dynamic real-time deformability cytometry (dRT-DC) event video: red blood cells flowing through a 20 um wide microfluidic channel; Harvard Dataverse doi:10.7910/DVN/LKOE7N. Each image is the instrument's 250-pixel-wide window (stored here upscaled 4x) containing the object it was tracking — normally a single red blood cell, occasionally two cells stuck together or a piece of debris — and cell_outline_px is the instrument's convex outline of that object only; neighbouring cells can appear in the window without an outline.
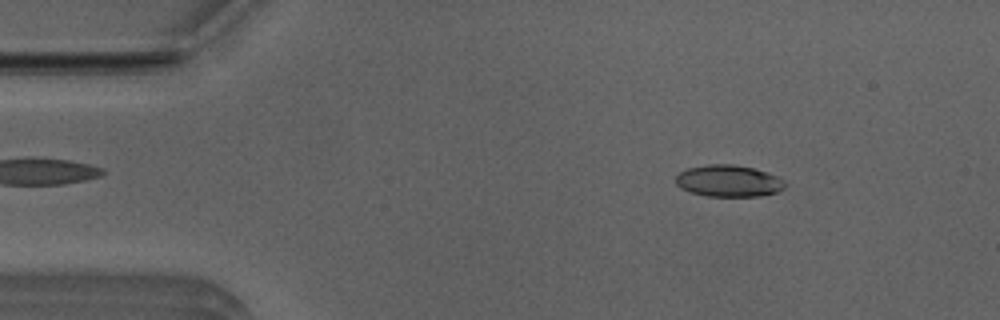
{"species": "Egyptian fruit bat (a non-hibernating species)", "species_latin": "Rousettus aegyptiacus", "temperature_condition": "room temperature", "stored_images_in_passage": 48, "camera_frame_rate_fps": 3000, "um_per_image_px": 0.085, "animal": {"sex": "male"}, "frame": {"image": 1, "passage_image": 4, "time_ms": 1.0, "image_size_px": [1000, 320], "cell_outline_px": [[788, 184], [784, 188], [776, 192], [760, 196], [704, 196], [680, 188], [676, 184], [676, 176], [680, 172], [688, 168], [708, 164], [736, 164], [752, 168], [776, 176], [784, 180]], "centroid_in_image_um": [61.93, 15.38], "position_along_channel_um": 23.1, "area_um2": 20.17}}
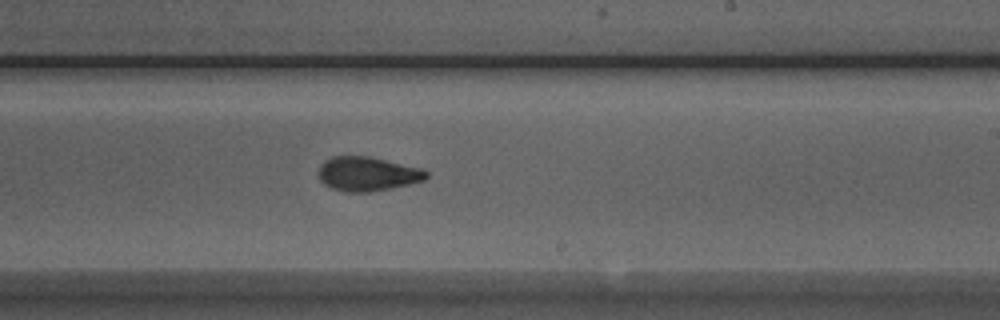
{"frame": {"image": 2, "passage_image": 27, "time_ms": 8.667, "image_size_px": [1000, 320], "cell_outline_px": [[428, 176], [424, 180], [392, 188], [368, 192], [348, 192], [332, 188], [324, 184], [320, 180], [320, 164], [324, 160], [332, 156], [368, 156], [424, 168], [428, 172]], "centroid_in_image_um": [31.26, 14.77], "position_along_channel_um": 257.7, "area_um2": 21.5}}
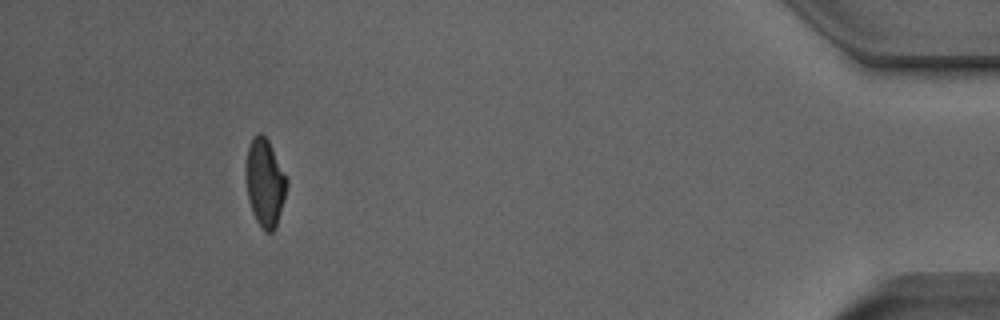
{"frame": {"image": 3, "passage_image": 44, "time_ms": 14.333, "image_size_px": [1000, 320], "cell_outline_px": [[288, 184], [284, 200], [276, 228], [272, 232], [264, 232], [260, 228], [252, 212], [248, 200], [244, 172], [244, 164], [248, 148], [252, 136], [260, 132], [268, 140], [288, 180]], "centroid_in_image_um": [22.49, 15.54], "position_along_channel_um": 412.7, "area_um2": 21.33}, "authors_computed_cell_mechanics": {"area_um2": 21.1259, "velocity_mm_per_s": 3.9559, "shape_relaxation_time_tau1_ms": 6.5064, "shape_relaxation_time_tau2_ms": 2.6116, "deformation_change_tau1": 0.2019, "deformation_change_tau2": 0.0963}}